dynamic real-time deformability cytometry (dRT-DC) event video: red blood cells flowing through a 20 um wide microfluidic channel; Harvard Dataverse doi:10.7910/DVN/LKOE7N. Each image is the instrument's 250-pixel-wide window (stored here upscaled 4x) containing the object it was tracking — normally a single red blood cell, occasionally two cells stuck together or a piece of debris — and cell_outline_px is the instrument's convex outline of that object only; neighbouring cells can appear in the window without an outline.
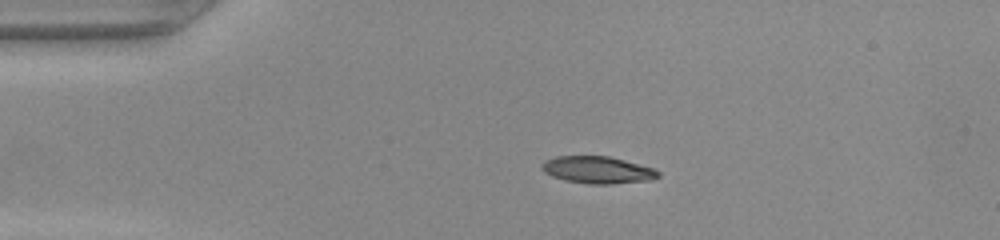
{"species": "common noctule bat (a hibernating species)", "species_latin": "Nyctalus noctula", "temperature_condition": "warm", "stored_images_in_passage": 40, "camera_frame_rate_fps": 3000, "um_per_image_px": 0.085, "animal": {"sex": "female", "body_mass_g": 22.0, "forearm_length_mm": 56.7}, "frame": {"image": 1, "passage_image": 1, "time_ms": 0.0, "image_size_px": [1000, 240], "cell_outline_px": [[660, 176], [652, 180], [612, 184], [588, 184], [564, 180], [552, 176], [544, 172], [540, 168], [540, 164], [544, 160], [556, 156], [608, 156], [656, 168], [660, 172]], "centroid_in_image_um": [50.8, 14.44], "position_along_channel_um": 34.2, "area_um2": 18.67}}
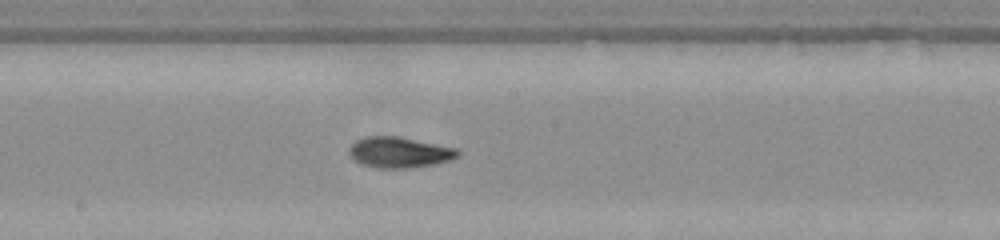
{"frame": {"image": 2, "passage_image": 17, "time_ms": 5.333, "image_size_px": [1000, 240], "cell_outline_px": [[460, 152], [452, 160], [436, 164], [408, 168], [376, 168], [360, 164], [348, 152], [348, 148], [356, 140], [368, 136], [400, 136], [456, 148]], "centroid_in_image_um": [33.94, 12.95], "position_along_channel_um": 214.3, "area_um2": 19.54}}
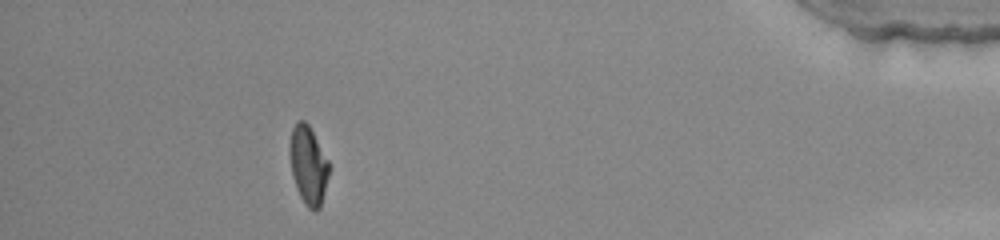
{"frame": {"image": 3, "passage_image": 35, "time_ms": 11.333, "image_size_px": [1000, 240], "cell_outline_px": [[328, 176], [320, 208], [316, 212], [312, 212], [304, 204], [296, 188], [292, 176], [288, 152], [288, 144], [292, 128], [296, 120], [304, 120], [308, 124], [328, 160]], "centroid_in_image_um": [26.16, 14.04], "position_along_channel_um": 409.0, "area_um2": 18.15}}